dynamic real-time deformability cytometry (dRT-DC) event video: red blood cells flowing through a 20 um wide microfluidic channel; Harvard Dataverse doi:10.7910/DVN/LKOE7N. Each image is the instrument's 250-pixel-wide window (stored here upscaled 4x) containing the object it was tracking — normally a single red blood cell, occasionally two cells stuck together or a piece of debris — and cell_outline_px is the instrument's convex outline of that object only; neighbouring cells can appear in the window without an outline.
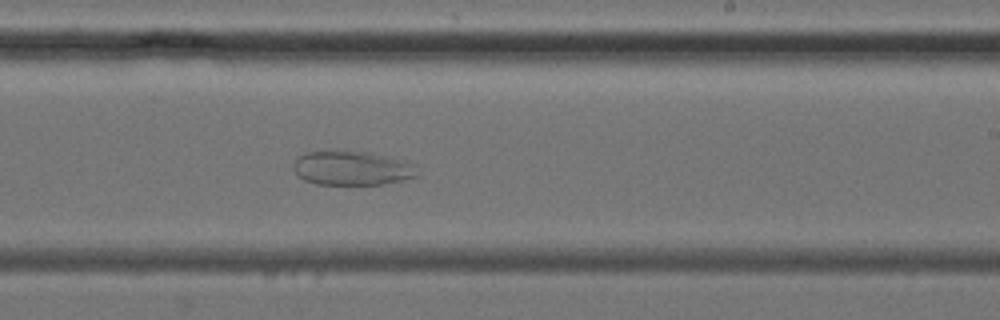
{"species": "common noctule bat (a hibernating species)", "species_latin": "Nyctalus noctula", "temperature_condition": "cold", "stored_images_in_passage": 38, "camera_frame_rate_fps": 3000, "um_per_image_px": 0.085, "animal": {"sex": "female", "body_mass_g": 24.6, "forearm_length_mm": 56.2}, "frame": {"image": 1, "passage_image": 23, "time_ms": 7.333, "image_size_px": [1000, 320], "cell_outline_px": [[416, 176], [404, 180], [384, 184], [316, 184], [304, 180], [292, 168], [292, 164], [304, 152], [344, 148], [368, 152], [400, 160], [412, 164]], "centroid_in_image_um": [29.82, 14.26], "position_along_channel_um": 259.2, "area_um2": 24.91}}
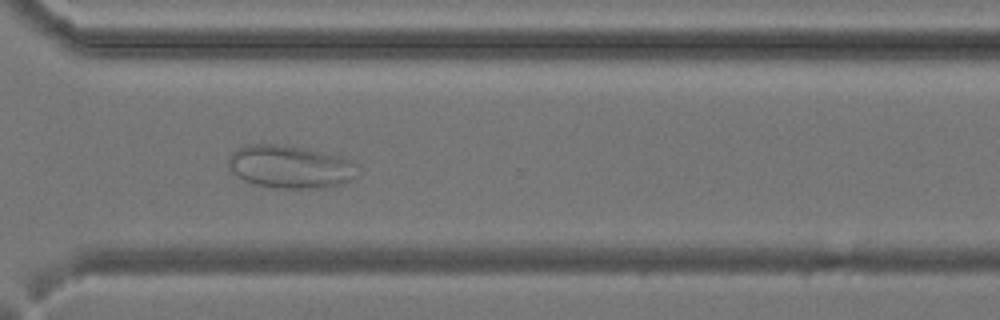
{"frame": {"image": 2, "passage_image": 28, "time_ms": 9.0, "image_size_px": [1000, 320], "cell_outline_px": [[360, 164], [356, 176], [344, 184], [320, 188], [276, 188], [252, 184], [236, 176], [228, 168], [228, 160], [232, 152], [248, 144], [276, 144], [300, 148], [340, 156], [352, 160]], "centroid_in_image_um": [24.68, 14.19], "position_along_channel_um": 345.9, "area_um2": 32.48}}
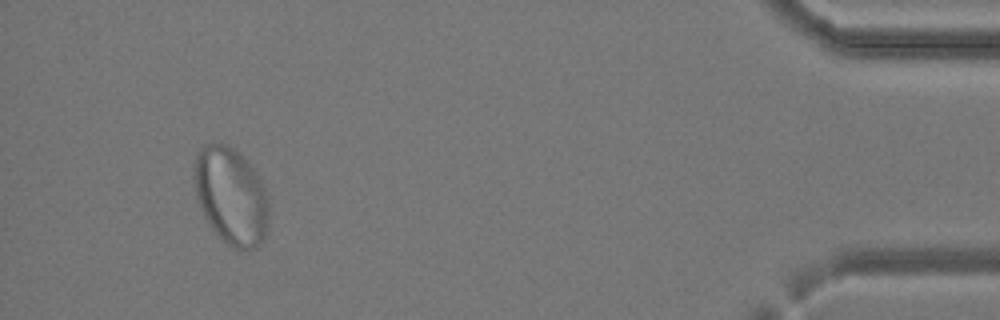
{"frame": {"image": 3, "passage_image": 36, "time_ms": 11.667, "image_size_px": [1000, 320], "cell_outline_px": [[268, 224], [264, 236], [256, 248], [232, 248], [212, 228], [204, 216], [200, 208], [196, 192], [196, 156], [200, 148], [204, 144], [212, 140], [220, 140], [228, 144], [240, 152], [248, 160], [264, 184], [268, 200]], "centroid_in_image_um": [19.66, 16.58], "position_along_channel_um": 415.5, "area_um2": 42.37}}